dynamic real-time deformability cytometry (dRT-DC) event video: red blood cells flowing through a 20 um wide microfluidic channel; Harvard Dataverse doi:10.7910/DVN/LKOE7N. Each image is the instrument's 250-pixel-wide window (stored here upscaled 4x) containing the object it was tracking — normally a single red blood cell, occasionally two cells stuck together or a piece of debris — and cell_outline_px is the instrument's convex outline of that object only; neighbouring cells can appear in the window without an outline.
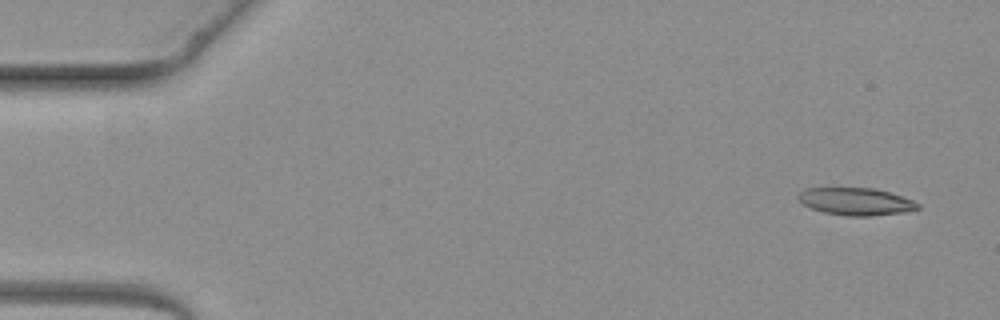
{"species": "common noctule bat (a hibernating species)", "species_latin": "Nyctalus noctula", "temperature_condition": "warm", "stored_images_in_passage": 5, "camera_frame_rate_fps": 3000, "um_per_image_px": 0.085, "animal": {"sex": "female", "body_mass_g": 19.3, "forearm_length_mm": 54.1}, "frame": {"image": 1, "passage_image": 1, "time_ms": 0.0, "image_size_px": [1000, 320], "cell_outline_px": [[920, 208], [904, 212], [872, 216], [844, 216], [824, 212], [812, 208], [804, 204], [796, 196], [804, 188], [876, 188], [912, 200], [920, 204]], "centroid_in_image_um": [72.75, 17.13], "position_along_channel_um": 12.3, "area_um2": 19.02}}